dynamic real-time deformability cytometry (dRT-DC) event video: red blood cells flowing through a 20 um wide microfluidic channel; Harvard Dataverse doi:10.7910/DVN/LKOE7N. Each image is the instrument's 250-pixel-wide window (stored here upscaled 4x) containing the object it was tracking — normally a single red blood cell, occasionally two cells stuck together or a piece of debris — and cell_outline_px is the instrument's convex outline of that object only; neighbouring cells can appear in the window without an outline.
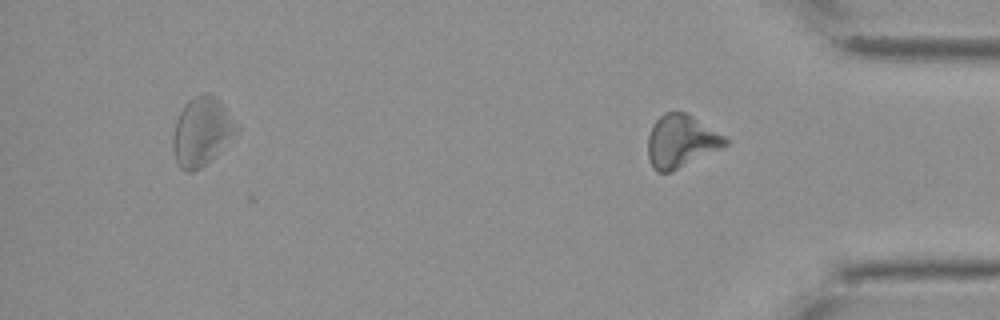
{"species": "Egyptian fruit bat (a non-hibernating species)", "species_latin": "Rousettus aegyptiacus", "temperature_condition": "cold", "stored_images_in_passage": 38, "segment_of_instrument_passage": [2, 2], "camera_frame_rate_fps": 3000, "um_per_image_px": 0.085, "animal": {"sex": "female"}, "frame": {"image": 1, "passage_image": 38, "time_ms": 12.333, "image_size_px": [1000, 320], "cell_outline_px": [[728, 144], [672, 172], [656, 172], [652, 168], [648, 156], [648, 136], [652, 124], [664, 112], [684, 112], [692, 116], [724, 136], [728, 140]], "centroid_in_image_um": [57.84, 12.02], "position_along_channel_um": 377.4, "area_um2": 23.52}}